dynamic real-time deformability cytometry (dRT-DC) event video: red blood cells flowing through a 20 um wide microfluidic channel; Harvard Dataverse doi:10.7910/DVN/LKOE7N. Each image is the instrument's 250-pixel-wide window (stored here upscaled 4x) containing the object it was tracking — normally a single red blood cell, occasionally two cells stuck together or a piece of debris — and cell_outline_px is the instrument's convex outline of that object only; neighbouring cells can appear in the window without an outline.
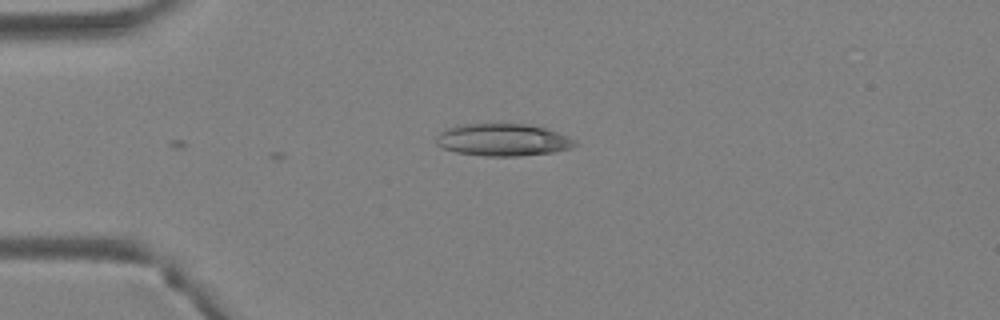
{"species": "Egyptian fruit bat (a non-hibernating species)", "species_latin": "Rousettus aegyptiacus", "temperature_condition": "warm", "stored_images_in_passage": 2, "camera_frame_rate_fps": 3000, "um_per_image_px": 0.085, "animal": {"sex": "female"}, "frame": {"image": 1, "passage_image": 2, "time_ms": 0.333, "image_size_px": [1000, 320], "cell_outline_px": [[580, 144], [572, 148], [552, 152], [520, 156], [484, 156], [456, 152], [444, 148], [436, 144], [436, 136], [440, 132], [448, 128], [460, 124], [500, 120], [528, 124], [544, 128], [568, 136], [576, 140]], "centroid_in_image_um": [42.74, 11.84], "position_along_channel_um": 42.3, "area_um2": 27.11}}